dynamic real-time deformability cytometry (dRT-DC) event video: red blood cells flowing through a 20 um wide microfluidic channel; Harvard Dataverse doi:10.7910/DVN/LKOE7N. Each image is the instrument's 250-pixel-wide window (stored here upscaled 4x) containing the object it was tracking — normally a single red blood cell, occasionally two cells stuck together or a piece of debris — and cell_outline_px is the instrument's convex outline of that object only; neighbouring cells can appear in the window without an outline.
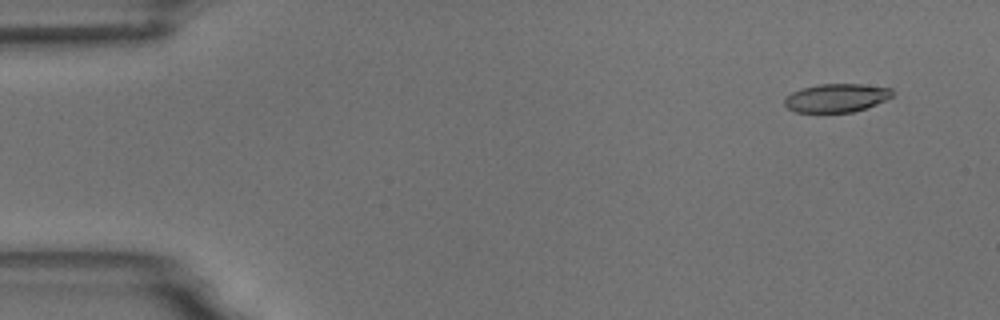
{"species": "common noctule bat (a hibernating species)", "species_latin": "Nyctalus noctula", "temperature_condition": "room temperature", "stored_images_in_passage": 15, "camera_frame_rate_fps": 3000, "um_per_image_px": 0.085, "animal": {"sex": "male", "body_mass_g": 18.8}, "frame": {"image": 1, "passage_image": 2, "time_ms": 1.0, "image_size_px": [1000, 320], "cell_outline_px": [[892, 96], [876, 104], [852, 112], [796, 112], [788, 108], [784, 104], [784, 100], [792, 92], [800, 88], [820, 84], [860, 84], [892, 88]], "centroid_in_image_um": [71.07, 8.31], "position_along_channel_um": 13.9, "area_um2": 17.69}}
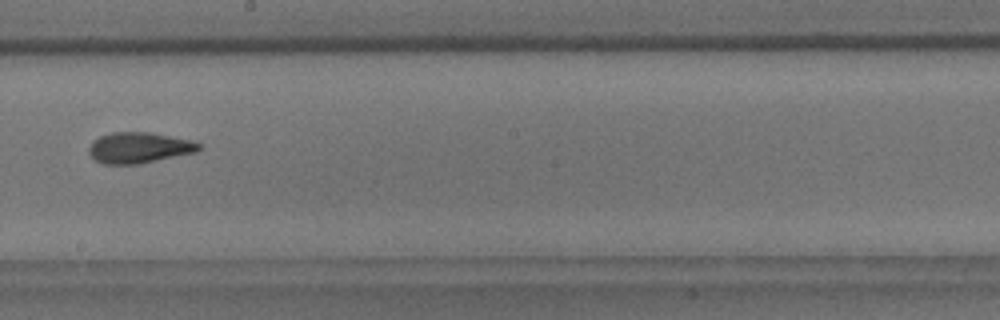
{"frame": {"image": 2, "passage_image": 9, "time_ms": 10.0, "image_size_px": [1000, 320], "cell_outline_px": [[200, 148], [196, 152], [140, 164], [104, 164], [96, 160], [88, 152], [88, 148], [92, 140], [100, 136], [112, 132], [148, 132], [188, 140], [200, 144]], "centroid_in_image_um": [11.76, 12.56], "position_along_channel_um": 236.4, "area_um2": 19.59}}
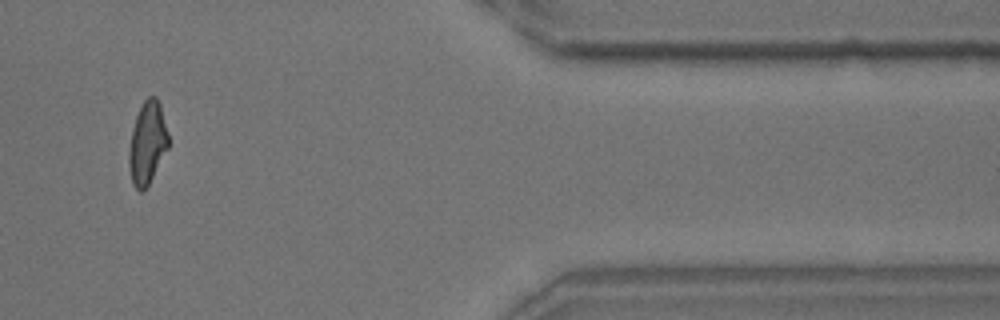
{"frame": {"image": 3, "passage_image": 13, "time_ms": 15.333, "image_size_px": [1000, 320], "cell_outline_px": [[168, 148], [144, 192], [140, 192], [132, 184], [128, 164], [128, 152], [132, 128], [136, 116], [144, 100], [148, 96], [156, 96], [160, 104], [168, 132]], "centroid_in_image_um": [12.51, 12.16], "position_along_channel_um": 398.9, "area_um2": 19.02}, "authors_computed_cell_mechanics": {"area_um2": 19.0162, "velocity_mm_per_s": 3.7111, "shape_relaxation_time_tau1_ms": 11.3838, "shape_relaxation_time_tau2_ms": 1.4532, "deformation_change_tau1": 0.245, "deformation_change_tau2": 0.0656}}